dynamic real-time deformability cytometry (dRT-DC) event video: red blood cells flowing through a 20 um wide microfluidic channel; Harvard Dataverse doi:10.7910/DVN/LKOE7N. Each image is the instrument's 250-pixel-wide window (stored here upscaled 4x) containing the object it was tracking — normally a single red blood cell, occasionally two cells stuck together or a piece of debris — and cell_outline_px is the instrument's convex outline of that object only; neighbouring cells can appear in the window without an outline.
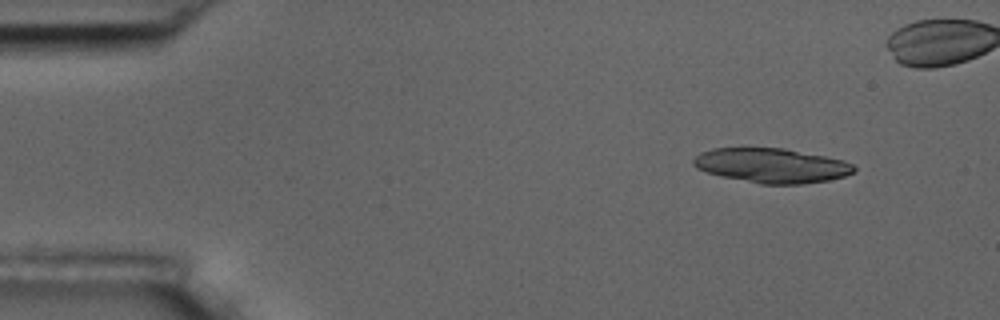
{"species": "common noctule bat (a hibernating species)", "species_latin": "Nyctalus noctula", "temperature_condition": "room temperature", "stored_images_in_passage": 5, "camera_frame_rate_fps": 3000, "um_per_image_px": 0.085, "animal": {"sex": "male", "body_mass_g": 17.5, "forearm_length_mm": 52.3}, "frame": {"image": 1, "passage_image": 2, "time_ms": 1.0, "image_size_px": [1000, 320], "cell_outline_px": [[856, 172], [844, 176], [828, 180], [804, 184], [760, 184], [720, 176], [696, 168], [692, 164], [692, 160], [700, 152], [712, 148], [744, 144], [784, 148], [844, 160], [852, 164], [856, 168]], "centroid_in_image_um": [65.51, 14.02], "position_along_channel_um": 19.5, "area_um2": 33.47}}